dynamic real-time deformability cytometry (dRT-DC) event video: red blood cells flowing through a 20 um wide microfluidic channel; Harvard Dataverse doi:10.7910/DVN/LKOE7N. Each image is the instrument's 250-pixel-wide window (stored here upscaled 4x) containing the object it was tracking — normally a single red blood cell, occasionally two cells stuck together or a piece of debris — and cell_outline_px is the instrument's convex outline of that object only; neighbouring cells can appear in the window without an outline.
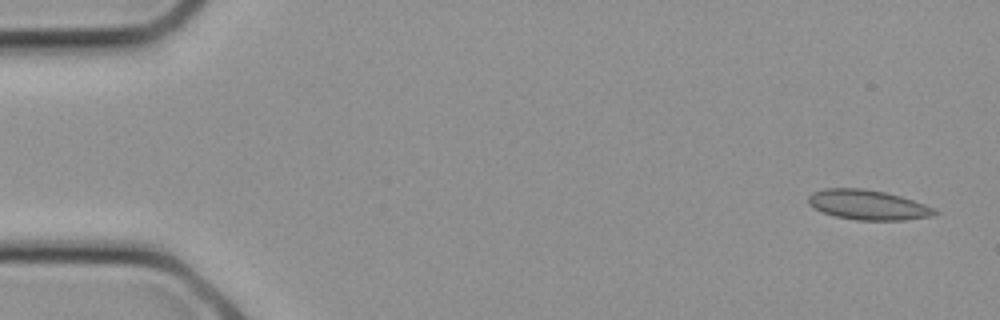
{"species": "common noctule bat (a hibernating species)", "species_latin": "Nyctalus noctula", "temperature_condition": "cold", "stored_images_in_passage": 8, "camera_frame_rate_fps": 3000, "um_per_image_px": 0.085, "animal": {"sex": "female", "body_mass_g": 21.9}, "frame": {"image": 1, "passage_image": 1, "time_ms": 0.0, "image_size_px": [1000, 320], "cell_outline_px": [[940, 212], [932, 216], [904, 220], [856, 220], [836, 216], [812, 208], [808, 204], [808, 196], [812, 192], [824, 188], [864, 188], [884, 192], [900, 196], [924, 204]], "centroid_in_image_um": [73.73, 17.41], "position_along_channel_um": 11.3, "area_um2": 21.96}}
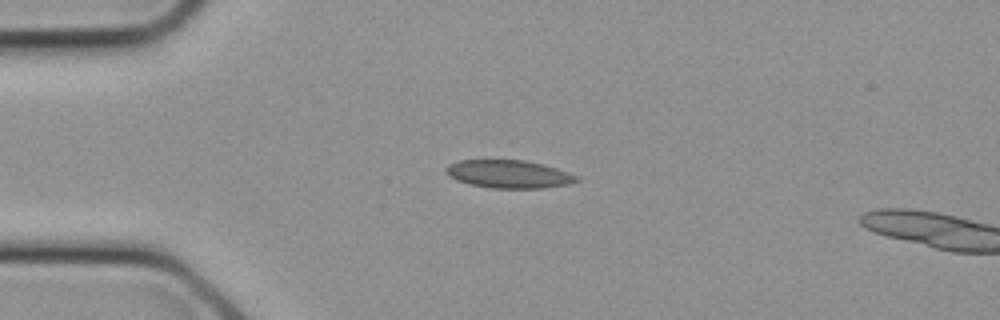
{"frame": {"image": 2, "passage_image": 6, "time_ms": 1.667, "image_size_px": [1000, 320], "cell_outline_px": [[580, 180], [568, 184], [544, 188], [492, 188], [468, 184], [456, 180], [448, 176], [444, 172], [444, 168], [448, 164], [460, 160], [524, 160], [544, 164], [568, 172], [576, 176]], "centroid_in_image_um": [43.2, 14.8], "position_along_channel_um": 41.8, "area_um2": 21.44}}